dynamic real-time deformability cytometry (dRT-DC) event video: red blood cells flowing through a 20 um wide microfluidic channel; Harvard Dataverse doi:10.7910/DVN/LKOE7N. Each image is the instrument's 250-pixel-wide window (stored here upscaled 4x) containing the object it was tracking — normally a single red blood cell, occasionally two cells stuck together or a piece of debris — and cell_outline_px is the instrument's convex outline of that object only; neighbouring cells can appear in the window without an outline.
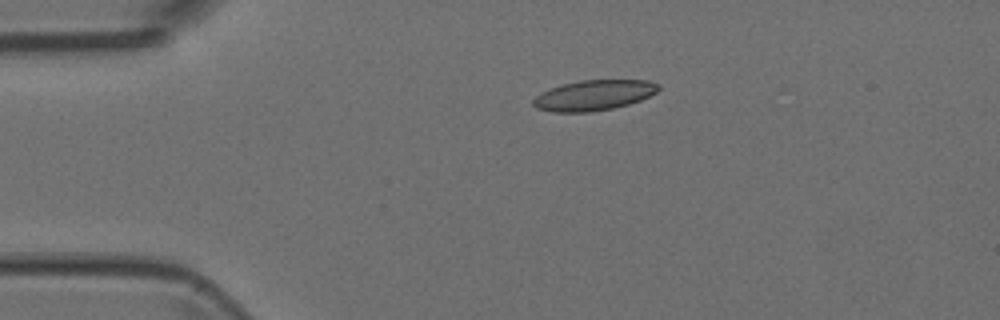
{"species": "Egyptian fruit bat (a non-hibernating species)", "species_latin": "Rousettus aegyptiacus", "temperature_condition": "room temperature", "stored_images_in_passage": 4, "camera_frame_rate_fps": 3000, "um_per_image_px": 0.085, "animal": {"sex": "female"}, "frame": {"image": 1, "passage_image": 3, "time_ms": 0.667, "image_size_px": [1000, 320], "cell_outline_px": [[660, 88], [656, 92], [640, 100], [628, 104], [612, 108], [588, 112], [552, 112], [536, 108], [532, 104], [532, 100], [540, 92], [564, 84], [580, 80], [648, 80], [660, 84]], "centroid_in_image_um": [50.46, 8.09], "position_along_channel_um": 34.5, "area_um2": 22.08}}